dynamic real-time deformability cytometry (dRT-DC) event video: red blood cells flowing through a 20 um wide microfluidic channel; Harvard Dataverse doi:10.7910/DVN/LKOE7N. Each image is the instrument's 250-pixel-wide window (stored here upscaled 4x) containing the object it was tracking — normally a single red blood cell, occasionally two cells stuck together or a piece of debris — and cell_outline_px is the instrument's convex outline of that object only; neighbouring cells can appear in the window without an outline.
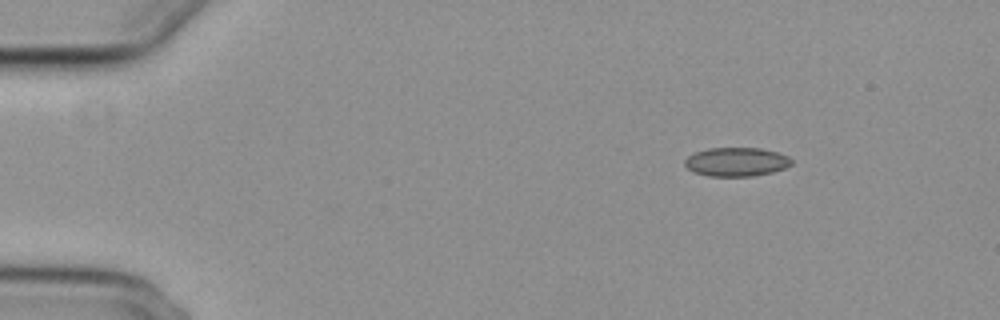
{"species": "common noctule bat (a hibernating species)", "species_latin": "Nyctalus noctula", "temperature_condition": "cold", "stored_images_in_passage": 27, "camera_frame_rate_fps": 3000, "um_per_image_px": 0.085, "animal": {"sex": "female", "body_mass_g": 29.2, "forearm_length_mm": 56.3}, "frame": {"image": 1, "passage_image": 6, "time_ms": 1.667, "image_size_px": [1000, 320], "cell_outline_px": [[792, 164], [784, 168], [772, 172], [752, 176], [708, 176], [692, 172], [684, 164], [684, 160], [688, 156], [696, 152], [708, 148], [760, 148], [776, 152], [788, 156], [792, 160]], "centroid_in_image_um": [62.57, 13.76], "position_along_channel_um": 22.4, "area_um2": 17.92}}
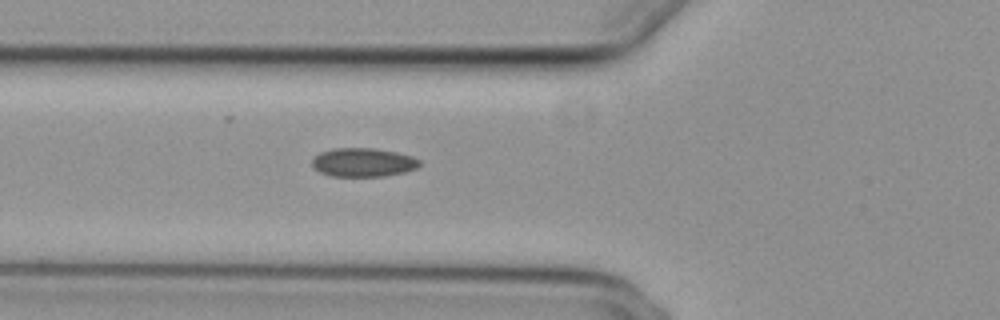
{"frame": {"image": 2, "passage_image": 19, "time_ms": 6.0, "image_size_px": [1000, 320], "cell_outline_px": [[420, 164], [416, 168], [404, 172], [384, 176], [332, 176], [320, 172], [312, 168], [312, 160], [320, 152], [332, 148], [372, 148], [396, 152], [412, 156], [420, 160]], "centroid_in_image_um": [30.85, 13.8], "position_along_channel_um": 95.0, "area_um2": 17.98}}
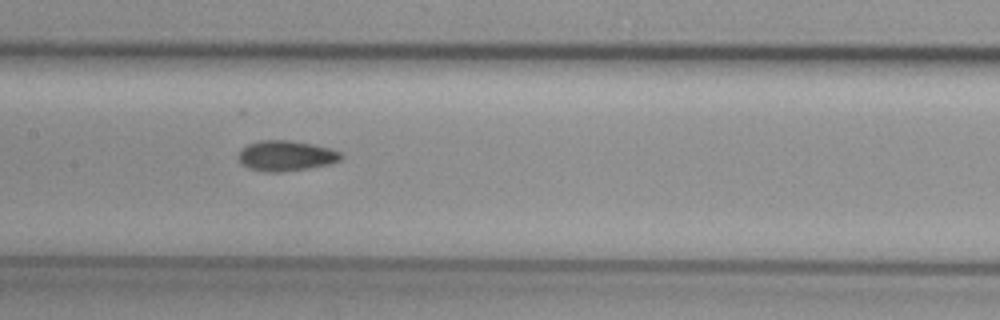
{"frame": {"image": 3, "passage_image": 26, "time_ms": 8.333, "image_size_px": [1000, 320], "cell_outline_px": [[344, 156], [340, 160], [328, 164], [308, 168], [280, 172], [264, 172], [248, 168], [240, 164], [236, 156], [248, 144], [260, 140], [288, 140], [312, 144], [328, 148], [340, 152]], "centroid_in_image_um": [24.26, 13.25], "position_along_channel_um": 183.1, "area_um2": 18.15}}